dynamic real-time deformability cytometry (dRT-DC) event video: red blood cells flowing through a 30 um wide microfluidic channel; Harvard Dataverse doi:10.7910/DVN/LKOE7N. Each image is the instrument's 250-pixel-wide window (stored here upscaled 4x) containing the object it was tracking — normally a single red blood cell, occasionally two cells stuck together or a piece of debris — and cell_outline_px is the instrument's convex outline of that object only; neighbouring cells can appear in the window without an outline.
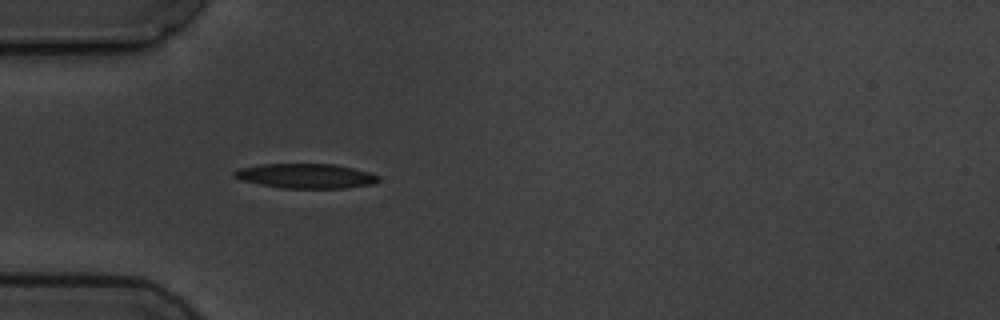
{"species": "common noctule bat (a hibernating species)", "species_latin": "Nyctalus noctula", "temperature_condition": "cold", "stored_images_in_passage": 2, "camera_frame_rate_fps": 3000, "um_per_image_px": 0.085, "animal": {"sex": "male", "body_mass_g": 19.5, "forearm_length_mm": 54.6}, "frame": {"image": 1, "passage_image": 2, "time_ms": 1.0, "image_size_px": [1000, 320], "cell_outline_px": [[380, 180], [372, 184], [348, 188], [284, 188], [260, 184], [240, 180], [232, 176], [232, 172], [236, 168], [260, 164], [332, 164], [352, 168], [368, 172], [380, 176]], "centroid_in_image_um": [25.94, 14.95], "position_along_channel_um": 59.1, "area_um2": 20.81}}